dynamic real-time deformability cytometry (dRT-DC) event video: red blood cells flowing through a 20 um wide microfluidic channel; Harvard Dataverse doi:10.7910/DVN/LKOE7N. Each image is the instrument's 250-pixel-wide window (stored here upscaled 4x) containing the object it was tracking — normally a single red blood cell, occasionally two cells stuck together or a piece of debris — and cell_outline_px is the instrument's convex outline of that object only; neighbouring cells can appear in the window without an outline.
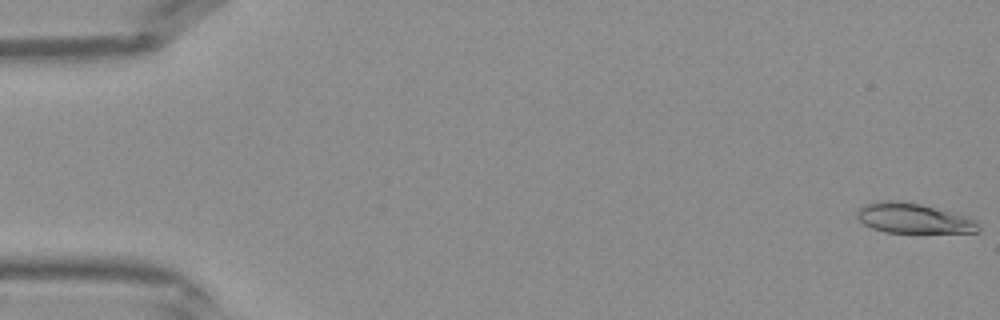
{"species": "Egyptian fruit bat (a non-hibernating species)", "species_latin": "Rousettus aegyptiacus", "temperature_condition": "warm", "stored_images_in_passage": 9, "camera_frame_rate_fps": 3000, "um_per_image_px": 0.085, "frame": {"image": 1, "passage_image": 1, "time_ms": 0.0, "image_size_px": [1000, 320], "cell_outline_px": [[980, 232], [884, 232], [872, 228], [864, 224], [856, 216], [856, 212], [864, 204], [888, 200], [920, 204], [964, 216], [980, 224]], "centroid_in_image_um": [77.6, 18.57], "position_along_channel_um": 7.4, "area_um2": 20.69}}